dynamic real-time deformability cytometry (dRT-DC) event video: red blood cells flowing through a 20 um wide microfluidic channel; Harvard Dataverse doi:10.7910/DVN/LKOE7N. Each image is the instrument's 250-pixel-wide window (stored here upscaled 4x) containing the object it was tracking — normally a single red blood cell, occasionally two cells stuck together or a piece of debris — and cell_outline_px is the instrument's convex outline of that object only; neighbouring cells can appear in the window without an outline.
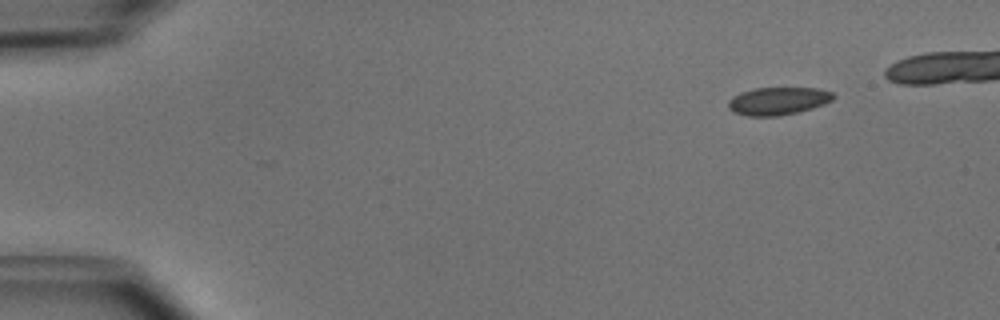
{"species": "common noctule bat (a hibernating species)", "species_latin": "Nyctalus noctula", "temperature_condition": "cold", "stored_images_in_passage": 41, "camera_frame_rate_fps": 3000, "um_per_image_px": 0.085, "animal": {"sex": "male", "body_mass_g": 15.6}, "frame": {"image": 1, "passage_image": 1, "time_ms": 0.0, "image_size_px": [1000, 320], "cell_outline_px": [[836, 96], [832, 100], [824, 104], [812, 108], [796, 112], [776, 116], [748, 116], [732, 112], [728, 108], [728, 100], [732, 96], [740, 92], [756, 88], [820, 88], [832, 92]], "centroid_in_image_um": [66.11, 8.58], "position_along_channel_um": 18.9, "area_um2": 17.05}}
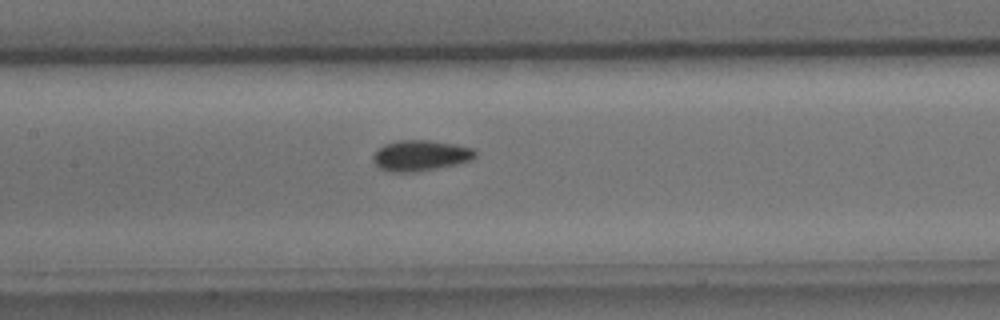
{"frame": {"image": 2, "passage_image": 20, "time_ms": 6.333, "image_size_px": [1000, 320], "cell_outline_px": [[476, 156], [468, 160], [456, 164], [416, 172], [392, 172], [380, 168], [372, 160], [372, 156], [384, 144], [396, 140], [432, 140], [456, 144], [472, 148], [476, 152]], "centroid_in_image_um": [35.72, 13.21], "position_along_channel_um": 171.7, "area_um2": 18.21}}
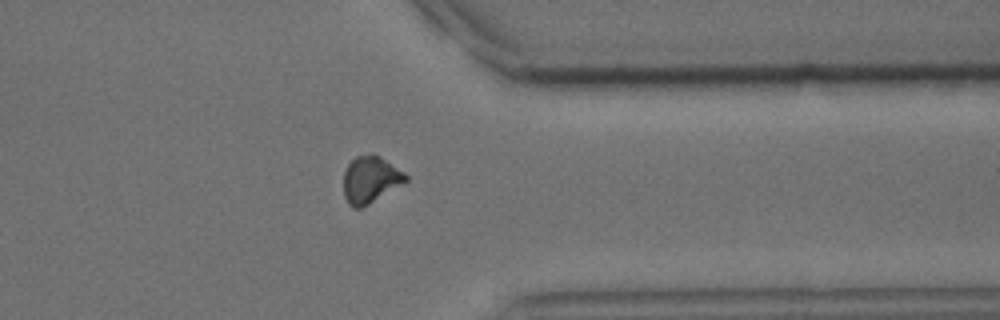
{"frame": {"image": 3, "passage_image": 36, "time_ms": 11.667, "image_size_px": [1000, 320], "cell_outline_px": [[408, 180], [364, 208], [352, 208], [348, 204], [344, 196], [344, 172], [348, 164], [356, 156], [372, 152], [380, 156], [404, 172], [408, 176]], "centroid_in_image_um": [31.47, 15.27], "position_along_channel_um": 379.9, "area_um2": 17.17}}